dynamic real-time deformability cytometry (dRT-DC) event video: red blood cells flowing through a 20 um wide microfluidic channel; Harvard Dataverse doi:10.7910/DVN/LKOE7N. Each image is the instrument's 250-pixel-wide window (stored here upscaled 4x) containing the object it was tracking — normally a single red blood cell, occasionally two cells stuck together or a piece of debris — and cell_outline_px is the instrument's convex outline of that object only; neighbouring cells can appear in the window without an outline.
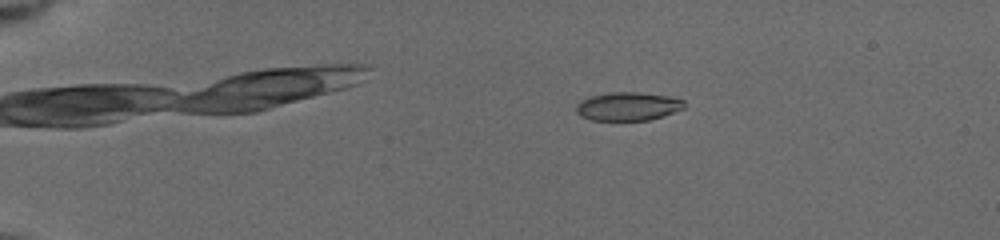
{"species": "common noctule bat (a hibernating species)", "species_latin": "Nyctalus noctula", "temperature_condition": "cold", "stored_images_in_passage": 14, "camera_frame_rate_fps": 3000, "um_per_image_px": 0.085, "animal": {"sex": "female", "body_mass_g": 19.5, "forearm_length_mm": 54.1}, "frame": {"image": 1, "passage_image": 2, "time_ms": 0.667, "image_size_px": [1000, 240], "cell_outline_px": [[684, 108], [664, 116], [648, 120], [592, 120], [580, 116], [576, 112], [576, 104], [580, 100], [592, 96], [608, 92], [640, 92], [668, 96], [684, 100]], "centroid_in_image_um": [53.36, 9.04], "position_along_channel_um": 31.6, "area_um2": 17.98}}
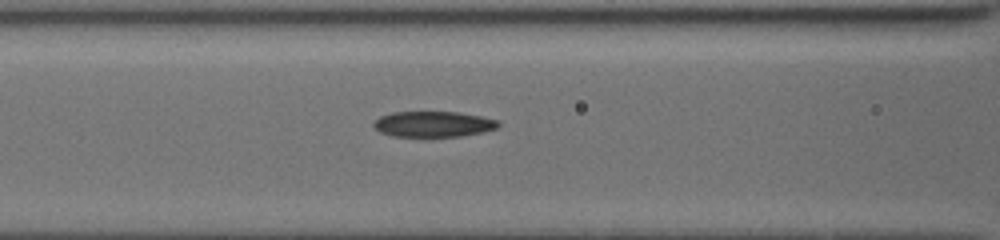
{"frame": {"image": 2, "passage_image": 9, "time_ms": 5.333, "image_size_px": [1000, 240], "cell_outline_px": [[500, 124], [496, 128], [484, 132], [460, 136], [392, 136], [380, 132], [372, 124], [380, 116], [392, 112], [456, 112], [480, 116], [496, 120]], "centroid_in_image_um": [36.81, 10.55], "position_along_channel_um": 129.8, "area_um2": 18.44}}
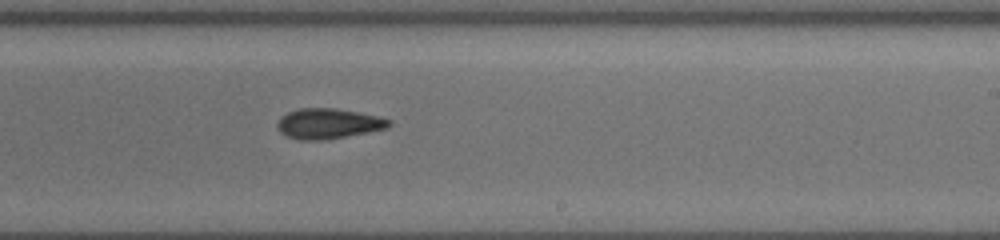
{"frame": {"image": 3, "passage_image": 14, "time_ms": 8.667, "image_size_px": [1000, 240], "cell_outline_px": [[392, 124], [388, 128], [328, 140], [300, 140], [284, 136], [280, 132], [276, 124], [288, 112], [300, 108], [336, 108], [376, 116], [392, 120]], "centroid_in_image_um": [27.91, 10.52], "position_along_channel_um": 261.1, "area_um2": 19.71}}